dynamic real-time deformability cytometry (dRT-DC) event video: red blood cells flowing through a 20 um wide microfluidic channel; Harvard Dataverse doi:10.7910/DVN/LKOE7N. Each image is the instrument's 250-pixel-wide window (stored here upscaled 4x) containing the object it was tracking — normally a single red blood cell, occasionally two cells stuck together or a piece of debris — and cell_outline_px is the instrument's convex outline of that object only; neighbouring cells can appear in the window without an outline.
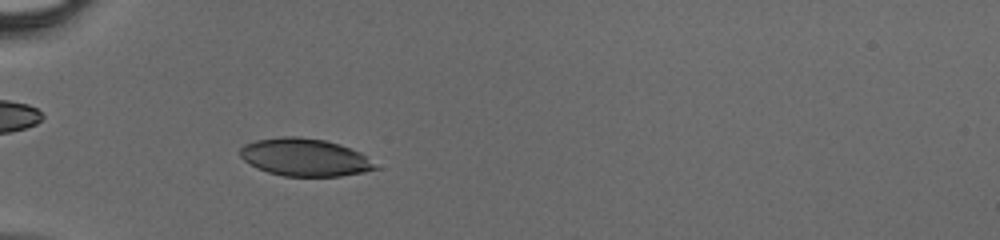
{"species": "human", "species_latin": "Homo sapiens", "temperature_condition": "cold", "stored_images_in_passage": 34, "camera_frame_rate_fps": 3000, "um_per_image_px": 0.085, "donor": {"sex": "male"}, "frame": {"image": 1, "passage_image": 3, "time_ms": 0.667, "image_size_px": [1000, 240], "cell_outline_px": [[380, 168], [364, 172], [340, 176], [284, 176], [268, 172], [244, 160], [240, 156], [240, 148], [244, 144], [256, 140], [280, 136], [296, 136], [324, 140], [340, 144], [360, 152]], "centroid_in_image_um": [25.91, 13.36], "position_along_channel_um": 59.1, "area_um2": 29.48}}
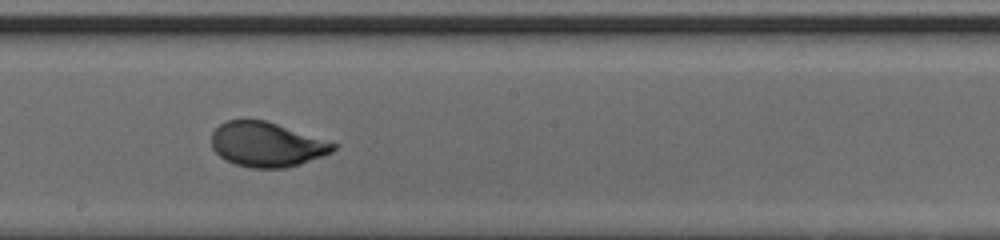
{"frame": {"image": 2, "passage_image": 15, "time_ms": 4.667, "image_size_px": [1000, 240], "cell_outline_px": [[336, 148], [332, 152], [300, 164], [284, 168], [252, 168], [236, 164], [224, 160], [212, 148], [212, 132], [220, 124], [228, 120], [264, 120], [336, 144]], "centroid_in_image_um": [22.62, 12.29], "position_along_channel_um": 225.6, "area_um2": 31.15}}
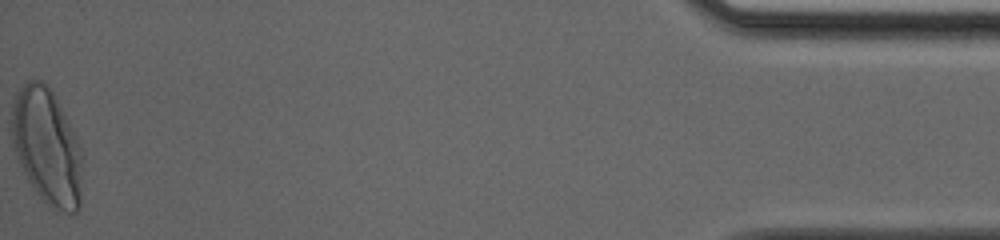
{"frame": {"image": 3, "passage_image": 34, "time_ms": 11.0, "image_size_px": [1000, 240], "cell_outline_px": [[80, 204], [76, 212], [56, 212], [36, 192], [28, 180], [20, 164], [12, 140], [12, 100], [20, 88], [28, 80], [40, 80], [52, 92], [64, 112], [76, 136], [80, 148]], "centroid_in_image_um": [3.97, 12.45], "position_along_channel_um": 431.2, "area_um2": 46.93}}